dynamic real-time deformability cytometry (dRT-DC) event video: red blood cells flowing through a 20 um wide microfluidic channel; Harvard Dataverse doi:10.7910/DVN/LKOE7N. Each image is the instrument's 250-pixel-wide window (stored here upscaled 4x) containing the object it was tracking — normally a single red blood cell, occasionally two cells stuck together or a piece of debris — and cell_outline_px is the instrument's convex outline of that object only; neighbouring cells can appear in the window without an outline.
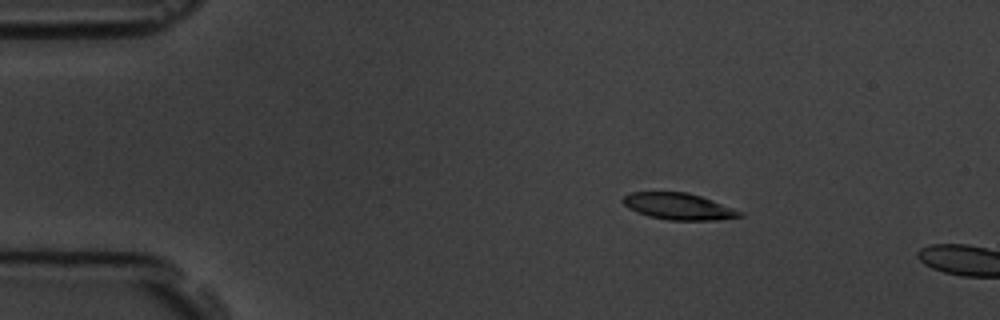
{"species": "common noctule bat (a hibernating species)", "species_latin": "Nyctalus noctula", "temperature_condition": "room temperature", "stored_images_in_passage": 3, "camera_frame_rate_fps": 3000, "um_per_image_px": 0.085, "animal": {"sex": "male", "body_mass_g": 19.5, "forearm_length_mm": 54.6}, "frame": {"image": 1, "passage_image": 2, "time_ms": 1.0, "image_size_px": [1000, 320], "cell_outline_px": [[744, 216], [716, 220], [668, 220], [648, 216], [636, 212], [628, 208], [620, 200], [624, 196], [632, 192], [688, 192], [712, 200], [744, 212]], "centroid_in_image_um": [57.67, 17.55], "position_along_channel_um": 27.3, "area_um2": 18.15}}